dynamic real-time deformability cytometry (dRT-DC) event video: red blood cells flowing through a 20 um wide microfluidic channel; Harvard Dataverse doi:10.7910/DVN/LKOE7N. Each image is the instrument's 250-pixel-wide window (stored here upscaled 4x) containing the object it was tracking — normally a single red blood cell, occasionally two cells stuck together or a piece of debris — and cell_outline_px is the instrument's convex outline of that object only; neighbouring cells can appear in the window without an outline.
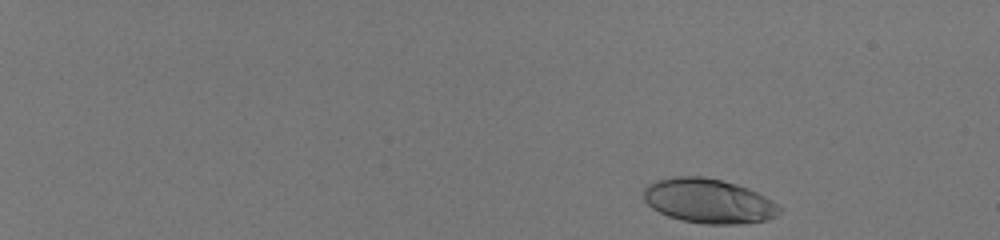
{"species": "human", "species_latin": "Homo sapiens", "temperature_condition": "room temperature", "stored_images_in_passage": 50, "camera_frame_rate_fps": 3000, "um_per_image_px": 0.085, "donor": {"sex": "male"}, "frame": {"image": 1, "passage_image": 2, "time_ms": 0.333, "image_size_px": [1000, 240], "cell_outline_px": [[780, 212], [776, 216], [768, 220], [736, 224], [704, 224], [680, 220], [668, 216], [652, 208], [644, 200], [644, 188], [648, 184], [656, 180], [672, 176], [704, 176], [736, 184], [748, 188], [772, 200], [780, 208]], "centroid_in_image_um": [60.21, 17.08], "position_along_channel_um": 24.8, "area_um2": 35.26}}
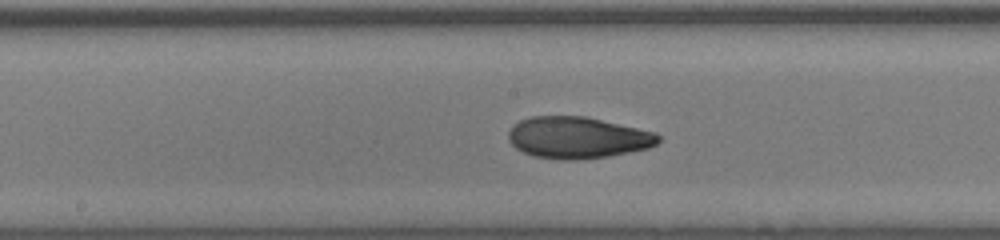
{"frame": {"image": 2, "passage_image": 29, "time_ms": 9.333, "image_size_px": [1000, 240], "cell_outline_px": [[660, 140], [656, 144], [648, 148], [608, 156], [576, 160], [564, 160], [536, 156], [524, 152], [516, 148], [508, 140], [508, 132], [512, 124], [520, 120], [532, 116], [584, 116], [656, 132], [660, 136]], "centroid_in_image_um": [49.08, 11.69], "position_along_channel_um": 199.1, "area_um2": 36.24}}
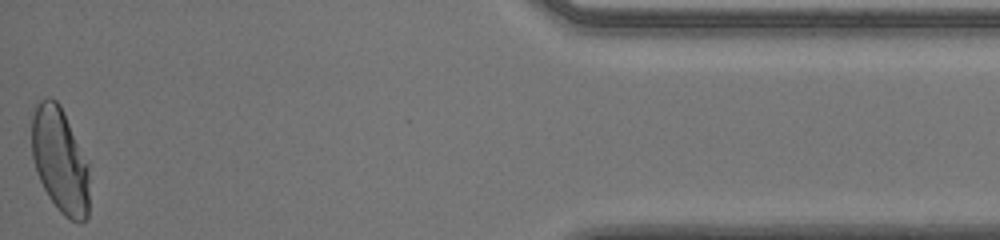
{"frame": {"image": 3, "passage_image": 50, "time_ms": 16.333, "image_size_px": [1000, 240], "cell_outline_px": [[88, 216], [80, 224], [68, 220], [60, 212], [48, 196], [36, 172], [32, 156], [32, 116], [36, 104], [40, 100], [48, 96], [52, 96], [60, 104], [64, 112], [88, 164]], "centroid_in_image_um": [5.09, 13.63], "position_along_channel_um": 430.1, "area_um2": 35.43}, "authors_computed_cell_mechanics": {"area_um2": 35.6048, "velocity_mm_per_s": 4.0467, "shape_relaxation_time_tau1_ms": 5.7549, "shape_relaxation_time_tau2_ms": 0.9352, "deformation_change_tau1": 0.2156, "deformation_change_tau2": 0.0582}}